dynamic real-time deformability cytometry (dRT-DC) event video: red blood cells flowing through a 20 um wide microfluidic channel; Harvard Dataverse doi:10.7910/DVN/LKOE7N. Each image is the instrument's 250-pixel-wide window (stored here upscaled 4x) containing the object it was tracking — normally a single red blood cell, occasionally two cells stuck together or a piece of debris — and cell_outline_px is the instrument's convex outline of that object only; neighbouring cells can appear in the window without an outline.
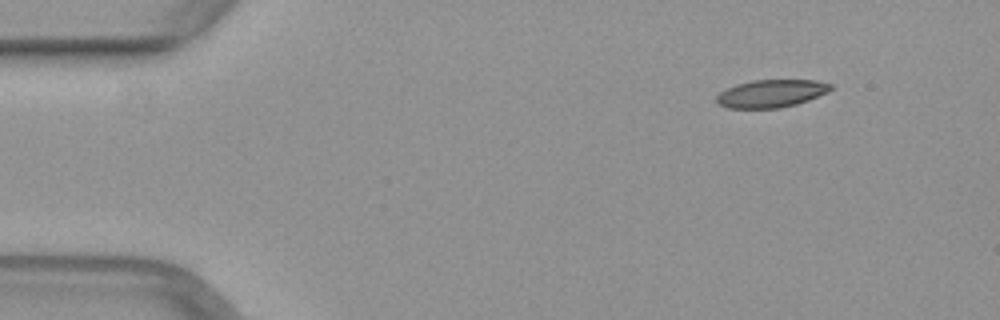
{"species": "common noctule bat (a hibernating species)", "species_latin": "Nyctalus noctula", "temperature_condition": "warm", "stored_images_in_passage": 45, "camera_frame_rate_fps": 3000, "um_per_image_px": 0.085, "animal": {"sex": "female", "body_mass_g": 29.2, "forearm_length_mm": 56.3}, "frame": {"image": 1, "passage_image": 1, "time_ms": 0.0, "image_size_px": [1000, 320], "cell_outline_px": [[832, 88], [828, 92], [808, 100], [796, 104], [780, 108], [728, 108], [716, 104], [716, 96], [720, 92], [736, 84], [752, 80], [816, 80], [832, 84]], "centroid_in_image_um": [65.54, 7.95], "position_along_channel_um": 19.5, "area_um2": 18.5}}
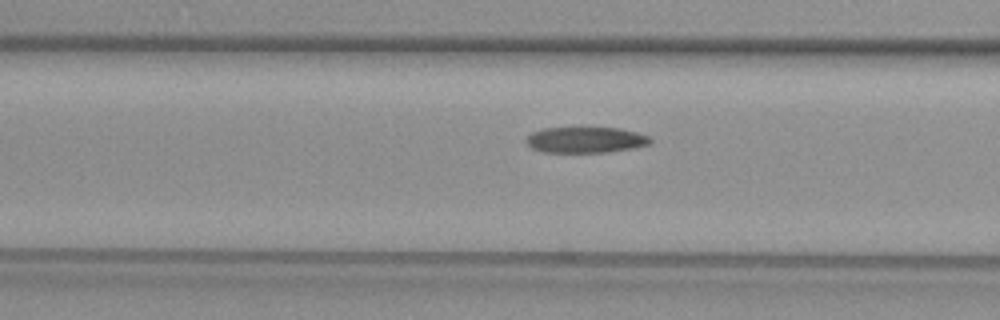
{"frame": {"image": 2, "passage_image": 15, "time_ms": 4.667, "image_size_px": [1000, 320], "cell_outline_px": [[652, 140], [648, 144], [632, 148], [608, 152], [544, 152], [532, 148], [524, 140], [532, 132], [544, 128], [584, 124], [620, 128], [636, 132], [648, 136]], "centroid_in_image_um": [49.74, 11.82], "position_along_channel_um": 116.9, "area_um2": 19.65}}
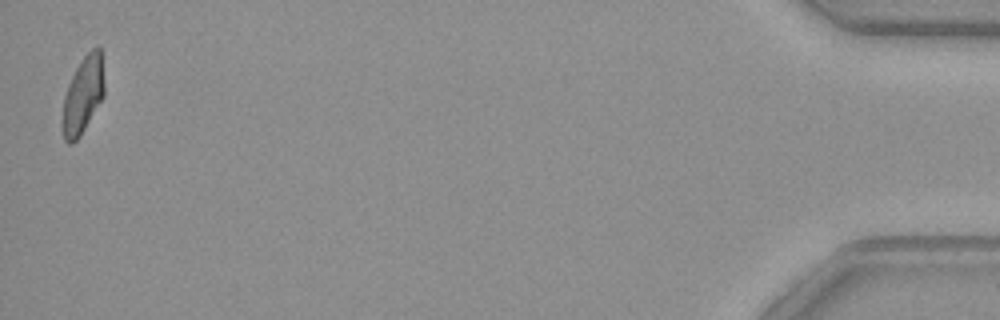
{"frame": {"image": 3, "passage_image": 45, "time_ms": 14.667, "image_size_px": [1000, 320], "cell_outline_px": [[104, 96], [80, 136], [72, 144], [68, 144], [64, 140], [60, 124], [64, 96], [68, 84], [76, 68], [84, 56], [92, 48], [100, 44], [104, 80]], "centroid_in_image_um": [7.03, 8.11], "position_along_channel_um": 428.2, "area_um2": 19.07}}